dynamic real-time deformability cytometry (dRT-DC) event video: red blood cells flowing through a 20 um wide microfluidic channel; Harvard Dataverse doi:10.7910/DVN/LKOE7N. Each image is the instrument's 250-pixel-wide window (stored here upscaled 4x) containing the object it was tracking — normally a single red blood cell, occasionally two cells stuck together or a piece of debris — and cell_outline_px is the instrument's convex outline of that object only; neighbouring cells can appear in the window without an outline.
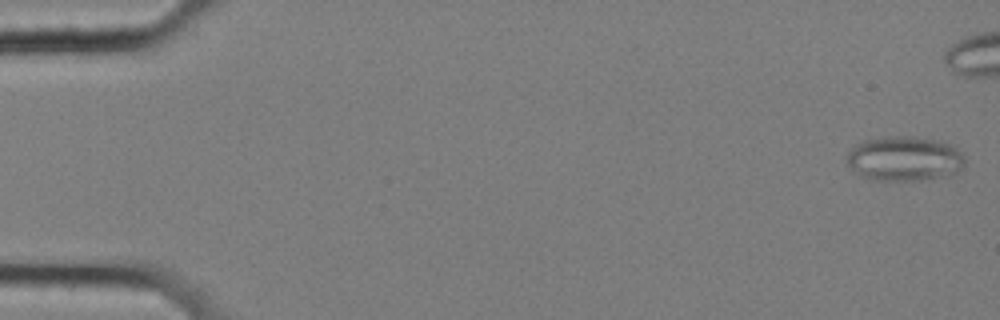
{"species": "common noctule bat (a hibernating species)", "species_latin": "Nyctalus noctula", "temperature_condition": "cold", "stored_images_in_passage": 48, "segment_of_instrument_passage": [1, 2], "camera_frame_rate_fps": 3000, "um_per_image_px": 0.085, "animal": {"sex": "female", "body_mass_g": 25.1}, "frame": {"image": 1, "passage_image": 2, "time_ms": 0.333, "image_size_px": [1000, 320], "cell_outline_px": [[964, 164], [956, 172], [948, 176], [920, 180], [868, 180], [860, 176], [848, 164], [848, 152], [856, 144], [864, 140], [884, 136], [908, 136], [932, 140], [948, 144], [956, 148], [964, 156]], "centroid_in_image_um": [76.85, 13.5], "position_along_channel_um": 8.2, "area_um2": 30.58}}